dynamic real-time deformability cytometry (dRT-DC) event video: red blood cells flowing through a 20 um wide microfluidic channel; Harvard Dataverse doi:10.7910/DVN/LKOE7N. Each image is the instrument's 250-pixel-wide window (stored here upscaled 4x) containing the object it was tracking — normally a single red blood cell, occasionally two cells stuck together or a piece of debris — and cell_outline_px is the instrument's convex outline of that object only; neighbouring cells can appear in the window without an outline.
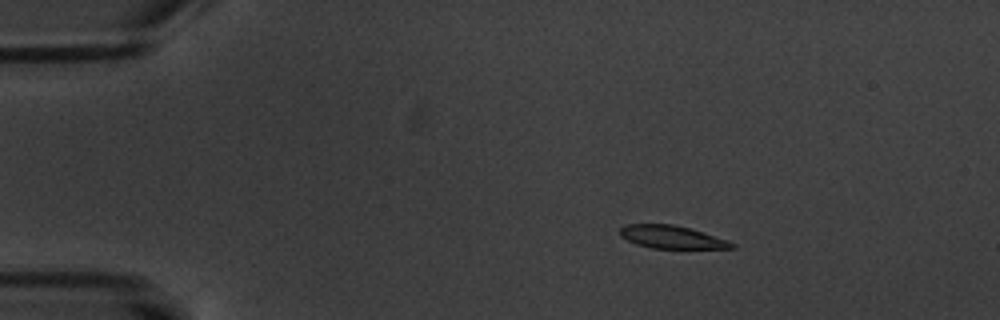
{"species": "common noctule bat (a hibernating species)", "species_latin": "Nyctalus noctula", "temperature_condition": "warm", "stored_images_in_passage": 5, "camera_frame_rate_fps": 3000, "um_per_image_px": 0.085, "animal": {"sex": "male", "body_mass_g": 20.1, "forearm_length_mm": 53.5}, "frame": {"image": 1, "passage_image": 2, "time_ms": 1.333, "image_size_px": [1000, 320], "cell_outline_px": [[736, 248], [652, 248], [636, 244], [620, 236], [620, 228], [624, 224], [672, 224], [692, 228], [728, 240], [736, 244]], "centroid_in_image_um": [57.11, 20.14], "position_along_channel_um": 27.9, "area_um2": 14.97}}
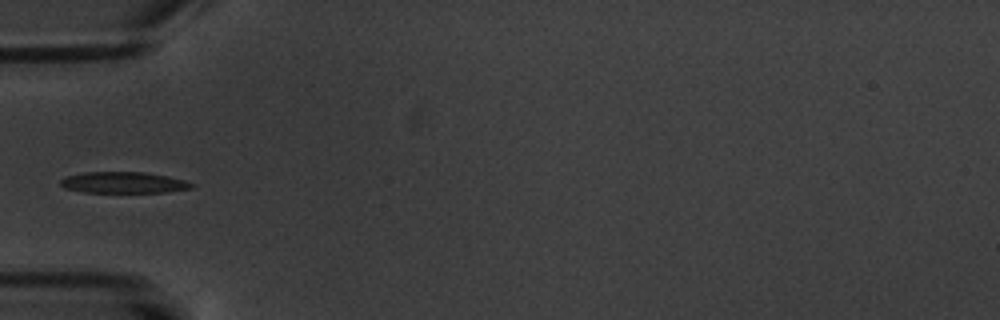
{"frame": {"image": 2, "passage_image": 5, "time_ms": 4.667, "image_size_px": [1000, 320], "cell_outline_px": [[196, 184], [192, 188], [164, 192], [84, 192], [64, 188], [60, 184], [60, 180], [64, 176], [84, 172], [144, 172], [184, 180]], "centroid_in_image_um": [10.45, 15.51], "position_along_channel_um": 74.5, "area_um2": 16.13}}